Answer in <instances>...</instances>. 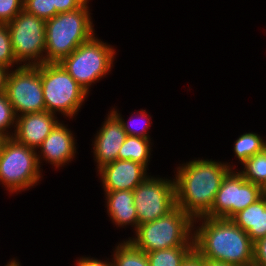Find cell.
<instances>
[{"instance_id": "6da1fadb", "label": "cell", "mask_w": 266, "mask_h": 266, "mask_svg": "<svg viewBox=\"0 0 266 266\" xmlns=\"http://www.w3.org/2000/svg\"><path fill=\"white\" fill-rule=\"evenodd\" d=\"M228 163L197 159L177 168L174 178L176 206L196 223L206 216L214 203L223 178L233 169Z\"/></svg>"}, {"instance_id": "7a4b0ae2", "label": "cell", "mask_w": 266, "mask_h": 266, "mask_svg": "<svg viewBox=\"0 0 266 266\" xmlns=\"http://www.w3.org/2000/svg\"><path fill=\"white\" fill-rule=\"evenodd\" d=\"M193 231L194 250L202 257L235 266H253L254 242L231 219L200 217Z\"/></svg>"}, {"instance_id": "3957f363", "label": "cell", "mask_w": 266, "mask_h": 266, "mask_svg": "<svg viewBox=\"0 0 266 266\" xmlns=\"http://www.w3.org/2000/svg\"><path fill=\"white\" fill-rule=\"evenodd\" d=\"M88 3L46 20L45 63H59L95 34Z\"/></svg>"}, {"instance_id": "277c9868", "label": "cell", "mask_w": 266, "mask_h": 266, "mask_svg": "<svg viewBox=\"0 0 266 266\" xmlns=\"http://www.w3.org/2000/svg\"><path fill=\"white\" fill-rule=\"evenodd\" d=\"M194 227V220L176 206L167 215L138 225L136 236L128 239L146 253L176 246H194Z\"/></svg>"}, {"instance_id": "5b68a950", "label": "cell", "mask_w": 266, "mask_h": 266, "mask_svg": "<svg viewBox=\"0 0 266 266\" xmlns=\"http://www.w3.org/2000/svg\"><path fill=\"white\" fill-rule=\"evenodd\" d=\"M37 150L17 142L13 137L0 141V182L10 193L20 192L39 183L40 158Z\"/></svg>"}, {"instance_id": "8992f818", "label": "cell", "mask_w": 266, "mask_h": 266, "mask_svg": "<svg viewBox=\"0 0 266 266\" xmlns=\"http://www.w3.org/2000/svg\"><path fill=\"white\" fill-rule=\"evenodd\" d=\"M46 111L75 116L88 93L74 80L60 63L39 65Z\"/></svg>"}, {"instance_id": "52a82bcc", "label": "cell", "mask_w": 266, "mask_h": 266, "mask_svg": "<svg viewBox=\"0 0 266 266\" xmlns=\"http://www.w3.org/2000/svg\"><path fill=\"white\" fill-rule=\"evenodd\" d=\"M114 57L113 47L96 38L94 34L59 63L89 93L92 83L111 71Z\"/></svg>"}, {"instance_id": "ba28073f", "label": "cell", "mask_w": 266, "mask_h": 266, "mask_svg": "<svg viewBox=\"0 0 266 266\" xmlns=\"http://www.w3.org/2000/svg\"><path fill=\"white\" fill-rule=\"evenodd\" d=\"M7 27L15 59L19 65L22 62L24 66H37L45 63L46 20L22 10L7 24Z\"/></svg>"}, {"instance_id": "9c48e42d", "label": "cell", "mask_w": 266, "mask_h": 266, "mask_svg": "<svg viewBox=\"0 0 266 266\" xmlns=\"http://www.w3.org/2000/svg\"><path fill=\"white\" fill-rule=\"evenodd\" d=\"M5 94L16 117L46 111L39 65H21L12 71L10 70Z\"/></svg>"}, {"instance_id": "30bf717a", "label": "cell", "mask_w": 266, "mask_h": 266, "mask_svg": "<svg viewBox=\"0 0 266 266\" xmlns=\"http://www.w3.org/2000/svg\"><path fill=\"white\" fill-rule=\"evenodd\" d=\"M138 225L167 215L176 207L175 182L148 176L133 190Z\"/></svg>"}, {"instance_id": "8fae6325", "label": "cell", "mask_w": 266, "mask_h": 266, "mask_svg": "<svg viewBox=\"0 0 266 266\" xmlns=\"http://www.w3.org/2000/svg\"><path fill=\"white\" fill-rule=\"evenodd\" d=\"M263 191L259 185L246 181L239 172L231 169L223 178L211 211L206 217L231 219L258 200Z\"/></svg>"}, {"instance_id": "7c38bea8", "label": "cell", "mask_w": 266, "mask_h": 266, "mask_svg": "<svg viewBox=\"0 0 266 266\" xmlns=\"http://www.w3.org/2000/svg\"><path fill=\"white\" fill-rule=\"evenodd\" d=\"M146 167L131 160H119L106 164L99 170L105 192L133 191L148 176Z\"/></svg>"}, {"instance_id": "4fadbf2b", "label": "cell", "mask_w": 266, "mask_h": 266, "mask_svg": "<svg viewBox=\"0 0 266 266\" xmlns=\"http://www.w3.org/2000/svg\"><path fill=\"white\" fill-rule=\"evenodd\" d=\"M58 123L55 114L48 111L19 115L16 117V128L12 137L29 148L39 149Z\"/></svg>"}, {"instance_id": "5bb4252c", "label": "cell", "mask_w": 266, "mask_h": 266, "mask_svg": "<svg viewBox=\"0 0 266 266\" xmlns=\"http://www.w3.org/2000/svg\"><path fill=\"white\" fill-rule=\"evenodd\" d=\"M105 120L93 142L98 170L118 159V152L127 136L121 122L111 111Z\"/></svg>"}, {"instance_id": "9a60e30c", "label": "cell", "mask_w": 266, "mask_h": 266, "mask_svg": "<svg viewBox=\"0 0 266 266\" xmlns=\"http://www.w3.org/2000/svg\"><path fill=\"white\" fill-rule=\"evenodd\" d=\"M46 161L56 168L64 166L75 157V137L65 125L59 122L39 147Z\"/></svg>"}, {"instance_id": "2e32d148", "label": "cell", "mask_w": 266, "mask_h": 266, "mask_svg": "<svg viewBox=\"0 0 266 266\" xmlns=\"http://www.w3.org/2000/svg\"><path fill=\"white\" fill-rule=\"evenodd\" d=\"M107 200V213L118 227L131 225L138 228L137 211L134 206L133 191L119 190L104 193Z\"/></svg>"}, {"instance_id": "e0dca14e", "label": "cell", "mask_w": 266, "mask_h": 266, "mask_svg": "<svg viewBox=\"0 0 266 266\" xmlns=\"http://www.w3.org/2000/svg\"><path fill=\"white\" fill-rule=\"evenodd\" d=\"M231 220L247 232L253 242L266 236V198L264 194L244 210L235 214Z\"/></svg>"}, {"instance_id": "ac0fdd59", "label": "cell", "mask_w": 266, "mask_h": 266, "mask_svg": "<svg viewBox=\"0 0 266 266\" xmlns=\"http://www.w3.org/2000/svg\"><path fill=\"white\" fill-rule=\"evenodd\" d=\"M151 139L127 135L119 152V160H131L140 163L148 169L149 157L151 155Z\"/></svg>"}, {"instance_id": "d6986e66", "label": "cell", "mask_w": 266, "mask_h": 266, "mask_svg": "<svg viewBox=\"0 0 266 266\" xmlns=\"http://www.w3.org/2000/svg\"><path fill=\"white\" fill-rule=\"evenodd\" d=\"M113 256L114 266H150L146 252L137 248L130 240L119 244Z\"/></svg>"}, {"instance_id": "ffe728a7", "label": "cell", "mask_w": 266, "mask_h": 266, "mask_svg": "<svg viewBox=\"0 0 266 266\" xmlns=\"http://www.w3.org/2000/svg\"><path fill=\"white\" fill-rule=\"evenodd\" d=\"M194 246H176L169 249L155 250L147 254L150 266H181Z\"/></svg>"}, {"instance_id": "44dd1931", "label": "cell", "mask_w": 266, "mask_h": 266, "mask_svg": "<svg viewBox=\"0 0 266 266\" xmlns=\"http://www.w3.org/2000/svg\"><path fill=\"white\" fill-rule=\"evenodd\" d=\"M243 170L239 173L246 181L266 189V152L255 154L243 163Z\"/></svg>"}, {"instance_id": "7402d4cb", "label": "cell", "mask_w": 266, "mask_h": 266, "mask_svg": "<svg viewBox=\"0 0 266 266\" xmlns=\"http://www.w3.org/2000/svg\"><path fill=\"white\" fill-rule=\"evenodd\" d=\"M266 141L256 133H244L234 144L235 156L241 162V165L255 154L261 153L265 149Z\"/></svg>"}, {"instance_id": "603a6c76", "label": "cell", "mask_w": 266, "mask_h": 266, "mask_svg": "<svg viewBox=\"0 0 266 266\" xmlns=\"http://www.w3.org/2000/svg\"><path fill=\"white\" fill-rule=\"evenodd\" d=\"M16 128V115L5 93L0 94V137H12L13 133L8 132L9 128ZM8 128V129H7Z\"/></svg>"}, {"instance_id": "cb8c5ba5", "label": "cell", "mask_w": 266, "mask_h": 266, "mask_svg": "<svg viewBox=\"0 0 266 266\" xmlns=\"http://www.w3.org/2000/svg\"><path fill=\"white\" fill-rule=\"evenodd\" d=\"M14 63L18 64L13 52L9 29L7 24L0 23V65L10 69Z\"/></svg>"}, {"instance_id": "d4e9b609", "label": "cell", "mask_w": 266, "mask_h": 266, "mask_svg": "<svg viewBox=\"0 0 266 266\" xmlns=\"http://www.w3.org/2000/svg\"><path fill=\"white\" fill-rule=\"evenodd\" d=\"M23 10L44 20L51 19L56 15L52 0H24Z\"/></svg>"}, {"instance_id": "484cf974", "label": "cell", "mask_w": 266, "mask_h": 266, "mask_svg": "<svg viewBox=\"0 0 266 266\" xmlns=\"http://www.w3.org/2000/svg\"><path fill=\"white\" fill-rule=\"evenodd\" d=\"M111 112L119 119V121L121 122L122 127H123V129L127 135L135 136V137H141L144 139H150V137L148 135L149 132H147V130L149 129V125L151 124V122L149 121L150 118H149V116H147V113L145 110L142 109L139 112V115H140L139 117L142 118V121H143V126L141 128L140 127L138 128V126H140V124H138V123H137L138 125L136 127L132 125V124H134L133 119L129 120L130 124H131V125H129V123L127 121L125 122V120L121 117L120 113L118 114V112L115 109H112ZM138 121H139V119H138Z\"/></svg>"}, {"instance_id": "4316f807", "label": "cell", "mask_w": 266, "mask_h": 266, "mask_svg": "<svg viewBox=\"0 0 266 266\" xmlns=\"http://www.w3.org/2000/svg\"><path fill=\"white\" fill-rule=\"evenodd\" d=\"M24 0H0V23H10L23 10Z\"/></svg>"}, {"instance_id": "83f0119b", "label": "cell", "mask_w": 266, "mask_h": 266, "mask_svg": "<svg viewBox=\"0 0 266 266\" xmlns=\"http://www.w3.org/2000/svg\"><path fill=\"white\" fill-rule=\"evenodd\" d=\"M253 266H266V236L254 242Z\"/></svg>"}, {"instance_id": "f1b7e54d", "label": "cell", "mask_w": 266, "mask_h": 266, "mask_svg": "<svg viewBox=\"0 0 266 266\" xmlns=\"http://www.w3.org/2000/svg\"><path fill=\"white\" fill-rule=\"evenodd\" d=\"M58 13H64L80 8L87 0H52Z\"/></svg>"}, {"instance_id": "f546056e", "label": "cell", "mask_w": 266, "mask_h": 266, "mask_svg": "<svg viewBox=\"0 0 266 266\" xmlns=\"http://www.w3.org/2000/svg\"><path fill=\"white\" fill-rule=\"evenodd\" d=\"M77 266H114L113 261L112 262H106L90 257H82L77 261Z\"/></svg>"}, {"instance_id": "4dcf8cb0", "label": "cell", "mask_w": 266, "mask_h": 266, "mask_svg": "<svg viewBox=\"0 0 266 266\" xmlns=\"http://www.w3.org/2000/svg\"><path fill=\"white\" fill-rule=\"evenodd\" d=\"M181 266H204V257L193 250L183 261Z\"/></svg>"}, {"instance_id": "1f68e13d", "label": "cell", "mask_w": 266, "mask_h": 266, "mask_svg": "<svg viewBox=\"0 0 266 266\" xmlns=\"http://www.w3.org/2000/svg\"><path fill=\"white\" fill-rule=\"evenodd\" d=\"M8 71L7 67L0 65V94L5 93Z\"/></svg>"}, {"instance_id": "d6a6232c", "label": "cell", "mask_w": 266, "mask_h": 266, "mask_svg": "<svg viewBox=\"0 0 266 266\" xmlns=\"http://www.w3.org/2000/svg\"><path fill=\"white\" fill-rule=\"evenodd\" d=\"M204 266H235V265L204 258Z\"/></svg>"}, {"instance_id": "836d02e7", "label": "cell", "mask_w": 266, "mask_h": 266, "mask_svg": "<svg viewBox=\"0 0 266 266\" xmlns=\"http://www.w3.org/2000/svg\"><path fill=\"white\" fill-rule=\"evenodd\" d=\"M6 266H18V261L13 259L10 262H8Z\"/></svg>"}, {"instance_id": "e575fe53", "label": "cell", "mask_w": 266, "mask_h": 266, "mask_svg": "<svg viewBox=\"0 0 266 266\" xmlns=\"http://www.w3.org/2000/svg\"><path fill=\"white\" fill-rule=\"evenodd\" d=\"M263 194H264V196L266 198V189H264Z\"/></svg>"}]
</instances>
